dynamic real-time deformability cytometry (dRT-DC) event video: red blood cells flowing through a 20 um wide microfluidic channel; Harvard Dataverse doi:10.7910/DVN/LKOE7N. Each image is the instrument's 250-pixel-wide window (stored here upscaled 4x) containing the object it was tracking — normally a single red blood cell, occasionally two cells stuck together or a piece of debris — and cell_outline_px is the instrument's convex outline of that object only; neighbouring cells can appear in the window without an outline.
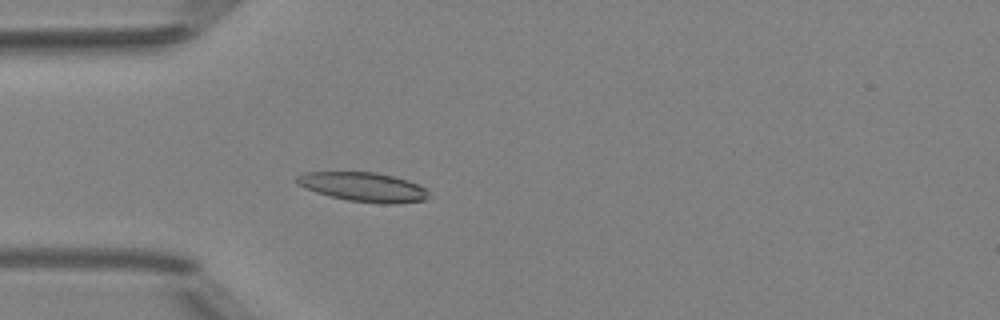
{"species": "Egyptian fruit bat (a non-hibernating species)", "species_latin": "Rousettus aegyptiacus", "temperature_condition": "room temperature", "stored_images_in_passage": 6, "camera_frame_rate_fps": 3000, "um_per_image_px": 0.085, "animal": {"sex": "female"}, "frame": {"image": 1, "passage_image": 6, "time_ms": 6.667, "image_size_px": [1000, 320], "cell_outline_px": [[428, 196], [424, 200], [396, 204], [384, 204], [348, 200], [316, 192], [304, 188], [296, 184], [292, 180], [296, 176], [304, 172], [376, 172], [408, 180], [424, 188], [428, 192]], "centroid_in_image_um": [30.82, 15.88], "position_along_channel_um": 54.2, "area_um2": 22.48}}